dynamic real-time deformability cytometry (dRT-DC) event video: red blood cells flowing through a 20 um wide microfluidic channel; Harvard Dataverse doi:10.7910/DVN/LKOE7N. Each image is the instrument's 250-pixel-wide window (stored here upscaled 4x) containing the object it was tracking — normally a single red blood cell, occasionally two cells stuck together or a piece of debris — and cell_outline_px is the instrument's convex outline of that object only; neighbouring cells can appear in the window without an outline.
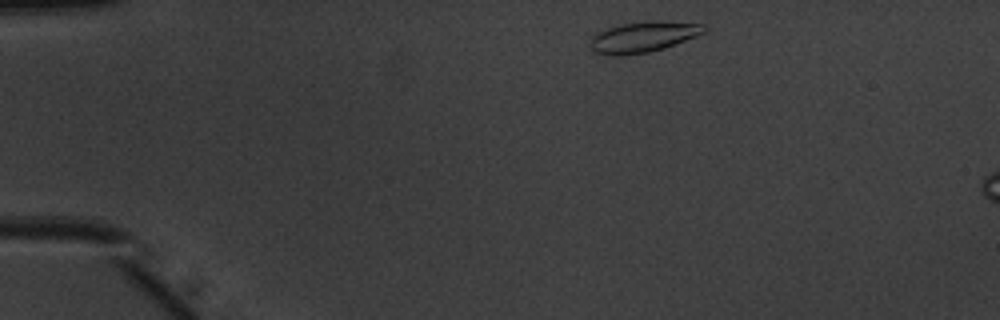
{"species": "common noctule bat (a hibernating species)", "species_latin": "Nyctalus noctula", "temperature_condition": "warm", "stored_images_in_passage": 8, "camera_frame_rate_fps": 3000, "um_per_image_px": 0.085, "animal": {"sex": "male", "body_mass_g": 20.1, "forearm_length_mm": 53.5}, "frame": {"image": 1, "passage_image": 2, "time_ms": 0.333, "image_size_px": [1000, 320], "cell_outline_px": [[708, 28], [704, 32], [696, 36], [664, 48], [648, 52], [620, 56], [616, 56], [596, 52], [592, 48], [592, 36], [596, 32], [608, 28], [624, 24], [648, 20], [660, 20], [704, 24]], "centroid_in_image_um": [54.72, 3.12], "position_along_channel_um": 30.3, "area_um2": 20.23}}